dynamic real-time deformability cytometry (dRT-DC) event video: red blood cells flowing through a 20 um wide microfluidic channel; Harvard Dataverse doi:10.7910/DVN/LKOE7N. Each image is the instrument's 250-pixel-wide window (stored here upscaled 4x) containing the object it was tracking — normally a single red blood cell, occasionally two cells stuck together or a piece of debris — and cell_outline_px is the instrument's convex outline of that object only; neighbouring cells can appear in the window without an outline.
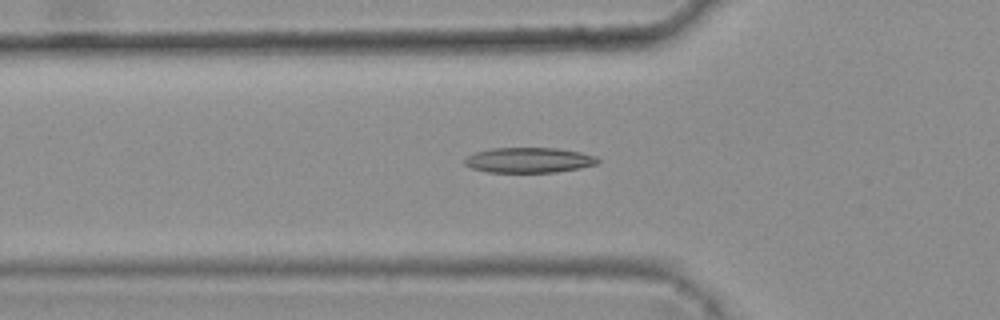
{"species": "common noctule bat (a hibernating species)", "species_latin": "Nyctalus noctula", "temperature_condition": "warm", "stored_images_in_passage": 31, "camera_frame_rate_fps": 3000, "um_per_image_px": 0.085, "animal": {"sex": "female", "body_mass_g": 25.1}, "frame": {"image": 1, "passage_image": 3, "time_ms": 0.667, "image_size_px": [1000, 320], "cell_outline_px": [[600, 160], [596, 164], [580, 168], [556, 172], [488, 172], [472, 168], [464, 164], [464, 160], [468, 156], [476, 152], [492, 148], [556, 148], [580, 152], [596, 156]], "centroid_in_image_um": [44.97, 13.61], "position_along_channel_um": 80.8, "area_um2": 19.48}}
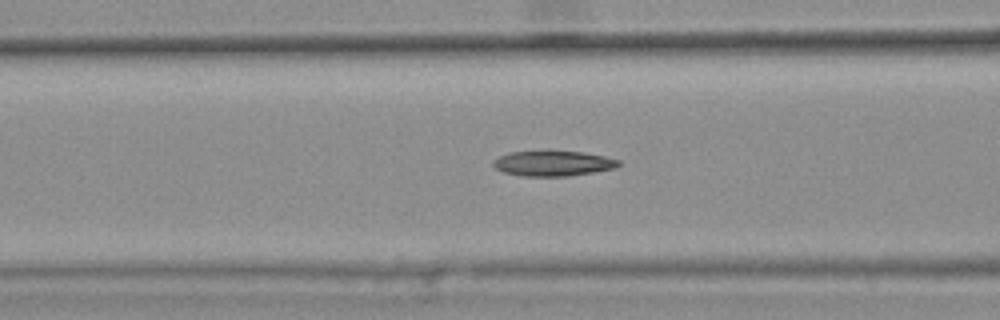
{"frame": {"image": 2, "passage_image": 6, "time_ms": 1.667, "image_size_px": [1000, 320], "cell_outline_px": [[620, 164], [616, 168], [596, 172], [568, 176], [520, 176], [504, 172], [496, 168], [492, 164], [492, 160], [508, 152], [548, 148], [584, 152], [604, 156], [620, 160]], "centroid_in_image_um": [46.99, 13.84], "position_along_channel_um": 119.6, "area_um2": 19.42}}
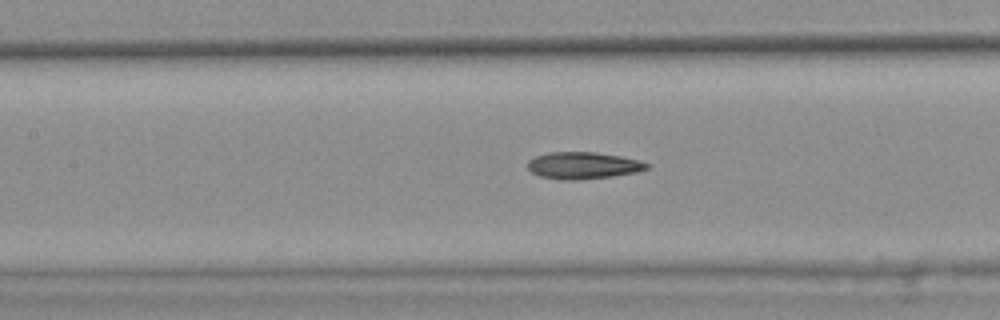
{"frame": {"image": 3, "passage_image": 9, "time_ms": 2.667, "image_size_px": [1000, 320], "cell_outline_px": [[648, 168], [636, 172], [612, 176], [580, 180], [564, 180], [540, 176], [532, 172], [528, 168], [528, 160], [536, 156], [548, 152], [596, 152], [620, 156], [640, 160], [648, 164]], "centroid_in_image_um": [49.55, 14.06], "position_along_channel_um": 157.8, "area_um2": 18.61}}